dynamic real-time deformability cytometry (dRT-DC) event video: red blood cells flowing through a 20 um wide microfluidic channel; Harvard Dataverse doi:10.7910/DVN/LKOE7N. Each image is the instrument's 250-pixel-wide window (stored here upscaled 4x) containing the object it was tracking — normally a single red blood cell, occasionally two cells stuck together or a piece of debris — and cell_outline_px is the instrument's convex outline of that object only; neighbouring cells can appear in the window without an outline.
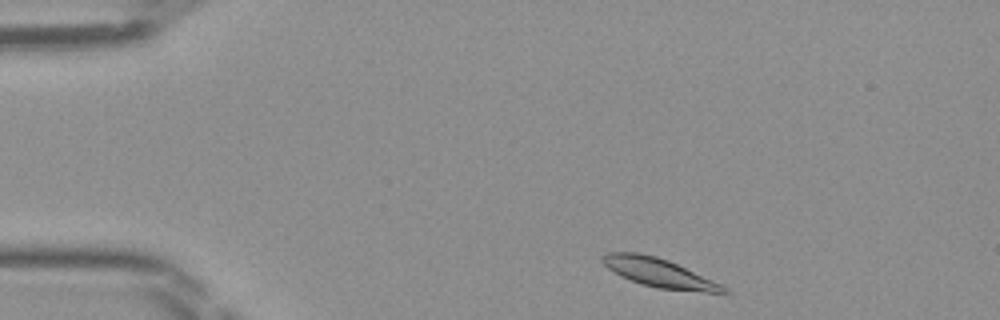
{"species": "Egyptian fruit bat (a non-hibernating species)", "species_latin": "Rousettus aegyptiacus", "temperature_condition": "room temperature", "stored_images_in_passage": 42, "camera_frame_rate_fps": 3000, "um_per_image_px": 0.085, "frame": {"image": 1, "passage_image": 2, "time_ms": 0.333, "image_size_px": [1000, 320], "cell_outline_px": [[732, 292], [704, 292], [656, 288], [640, 284], [620, 276], [608, 268], [600, 260], [600, 256], [608, 252], [640, 252], [656, 256], [668, 260], [712, 280], [728, 288]], "centroid_in_image_um": [55.96, 23.18], "position_along_channel_um": 29.0, "area_um2": 20.29}}
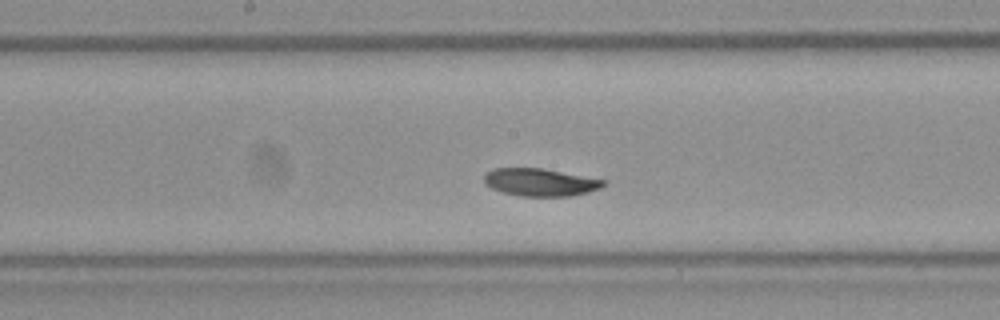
{"frame": {"image": 2, "passage_image": 19, "time_ms": 6.0, "image_size_px": [1000, 320], "cell_outline_px": [[608, 180], [600, 188], [588, 192], [572, 196], [520, 196], [504, 192], [492, 188], [484, 184], [484, 176], [492, 168], [540, 168]], "centroid_in_image_um": [45.93, 15.49], "position_along_channel_um": 202.3, "area_um2": 19.13}}
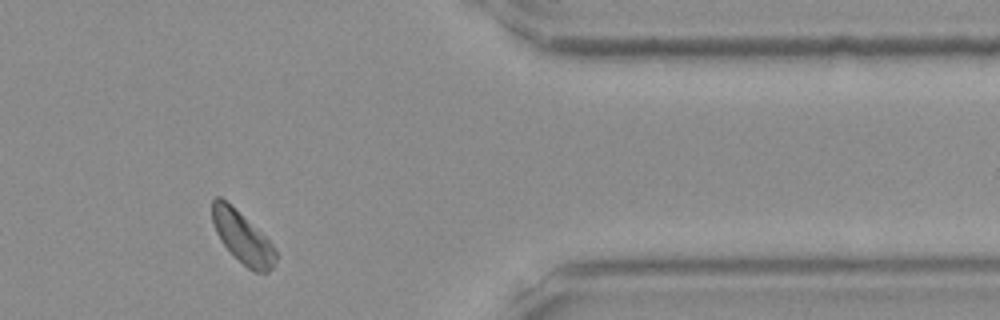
{"frame": {"image": 3, "passage_image": 34, "time_ms": 11.0, "image_size_px": [1000, 320], "cell_outline_px": [[276, 260], [272, 268], [268, 272], [256, 272], [248, 268], [220, 240], [216, 232], [212, 220], [212, 200], [216, 196], [220, 196], [260, 232], [272, 244], [276, 252]], "centroid_in_image_um": [20.6, 20.18], "position_along_channel_um": 390.8, "area_um2": 18.32}}